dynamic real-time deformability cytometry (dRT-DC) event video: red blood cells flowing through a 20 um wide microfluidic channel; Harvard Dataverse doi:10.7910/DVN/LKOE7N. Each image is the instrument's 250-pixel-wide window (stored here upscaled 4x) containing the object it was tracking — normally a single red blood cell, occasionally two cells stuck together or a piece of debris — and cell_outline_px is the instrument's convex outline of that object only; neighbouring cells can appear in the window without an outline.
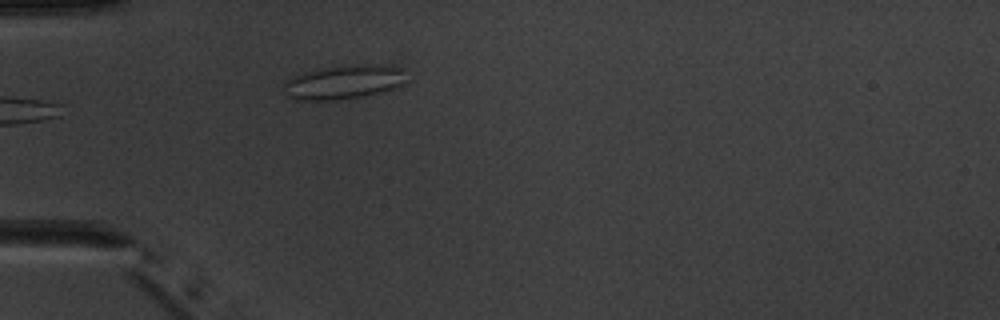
{"species": "common noctule bat (a hibernating species)", "species_latin": "Nyctalus noctula", "temperature_condition": "warm", "stored_images_in_passage": 6, "camera_frame_rate_fps": 3000, "um_per_image_px": 0.085, "animal": {"sex": "male", "body_mass_g": 20.1, "forearm_length_mm": 53.5}, "frame": {"image": 1, "passage_image": 6, "time_ms": 5.667, "image_size_px": [1000, 320], "cell_outline_px": [[400, 84], [392, 88], [364, 96], [332, 100], [300, 100], [292, 96], [284, 84], [288, 80], [300, 72], [324, 68], [400, 68]], "centroid_in_image_um": [29.05, 7.05], "position_along_channel_um": 56.0, "area_um2": 21.79}}